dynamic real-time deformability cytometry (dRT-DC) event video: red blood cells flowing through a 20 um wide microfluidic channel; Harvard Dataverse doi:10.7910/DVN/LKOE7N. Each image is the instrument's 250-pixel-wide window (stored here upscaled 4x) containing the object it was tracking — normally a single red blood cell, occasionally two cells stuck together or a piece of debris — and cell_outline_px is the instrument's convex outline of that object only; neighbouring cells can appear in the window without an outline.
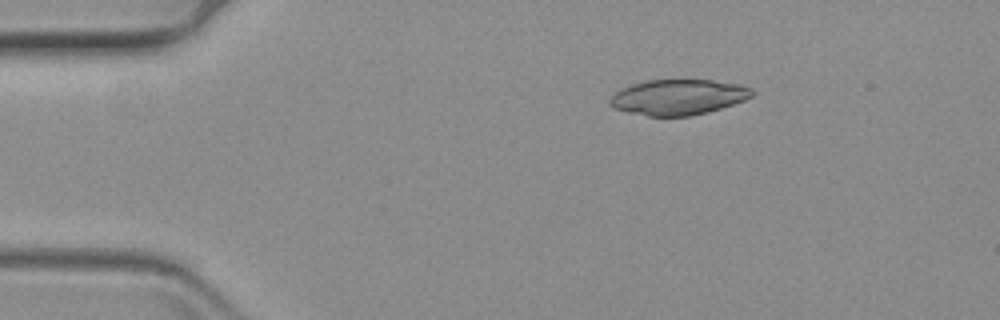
{"species": "common noctule bat (a hibernating species)", "species_latin": "Nyctalus noctula", "temperature_condition": "warm", "stored_images_in_passage": 9, "camera_frame_rate_fps": 3000, "um_per_image_px": 0.085, "animal": {"sex": "female", "body_mass_g": 19.3, "forearm_length_mm": 54.1}, "frame": {"image": 1, "passage_image": 1, "time_ms": 0.0, "image_size_px": [1000, 320], "cell_outline_px": [[756, 92], [752, 96], [744, 100], [708, 112], [692, 116], [648, 116], [628, 112], [612, 108], [608, 104], [608, 100], [620, 88], [644, 80], [712, 80], [740, 84], [752, 88]], "centroid_in_image_um": [57.63, 8.25], "position_along_channel_um": 27.4, "area_um2": 29.59}}